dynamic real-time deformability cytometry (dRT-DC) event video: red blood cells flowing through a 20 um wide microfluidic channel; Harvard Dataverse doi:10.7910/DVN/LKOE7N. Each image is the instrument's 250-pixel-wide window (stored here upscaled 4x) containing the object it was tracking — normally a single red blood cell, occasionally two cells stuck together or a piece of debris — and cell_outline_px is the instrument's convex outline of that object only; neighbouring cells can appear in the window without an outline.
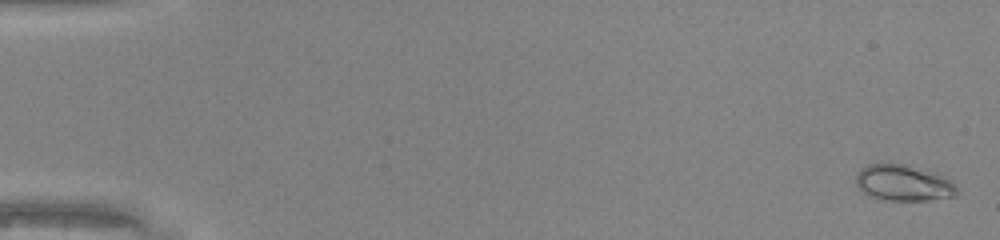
{"species": "common noctule bat (a hibernating species)", "species_latin": "Nyctalus noctula", "temperature_condition": "warm", "stored_images_in_passage": 50, "camera_frame_rate_fps": 3000, "um_per_image_px": 0.085, "animal": {"sex": "male", "body_mass_g": 20.0, "forearm_length_mm": 53.3}, "frame": {"image": 1, "passage_image": 2, "time_ms": 0.333, "image_size_px": [1000, 240], "cell_outline_px": [[956, 196], [928, 200], [884, 200], [872, 196], [864, 192], [856, 184], [856, 176], [860, 168], [868, 164], [908, 164], [936, 172], [956, 184]], "centroid_in_image_um": [76.81, 15.53], "position_along_channel_um": 8.2, "area_um2": 21.21}}
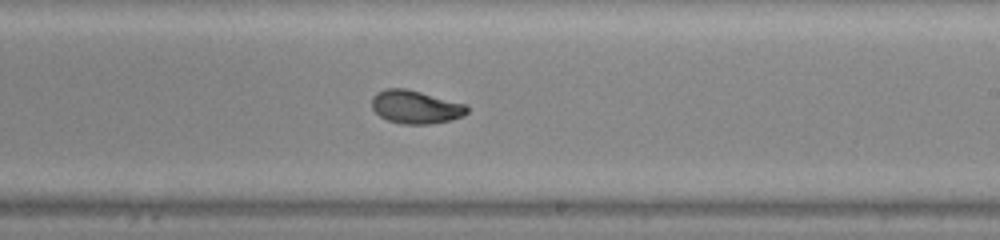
{"frame": {"image": 2, "passage_image": 31, "time_ms": 10.0, "image_size_px": [1000, 240], "cell_outline_px": [[468, 112], [464, 116], [448, 120], [428, 124], [404, 124], [388, 120], [380, 116], [372, 108], [372, 96], [376, 92], [384, 88], [404, 88], [468, 104]], "centroid_in_image_um": [35.33, 9.08], "position_along_channel_um": 253.7, "area_um2": 18.44}}
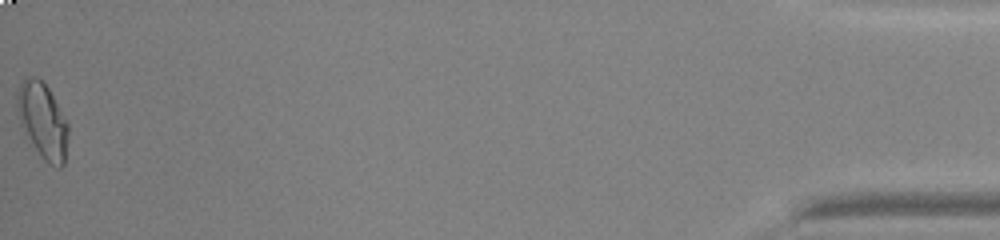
{"frame": {"image": 3, "passage_image": 50, "time_ms": 16.333, "image_size_px": [1000, 240], "cell_outline_px": [[68, 136], [64, 164], [60, 168], [56, 168], [44, 160], [28, 144], [20, 124], [16, 108], [16, 96], [20, 84], [28, 76], [36, 76], [48, 88], [68, 124]], "centroid_in_image_um": [3.59, 10.31], "position_along_channel_um": 431.6, "area_um2": 22.83}, "authors_computed_cell_mechanics": {"area_um2": 18.7272, "velocity_mm_per_s": 4.2888, "shape_relaxation_time_tau1_ms": 3.3478, "shape_relaxation_time_tau2_ms": 1.1324, "deformation_change_tau1": 0.1824, "deformation_change_tau2": 0.057}}